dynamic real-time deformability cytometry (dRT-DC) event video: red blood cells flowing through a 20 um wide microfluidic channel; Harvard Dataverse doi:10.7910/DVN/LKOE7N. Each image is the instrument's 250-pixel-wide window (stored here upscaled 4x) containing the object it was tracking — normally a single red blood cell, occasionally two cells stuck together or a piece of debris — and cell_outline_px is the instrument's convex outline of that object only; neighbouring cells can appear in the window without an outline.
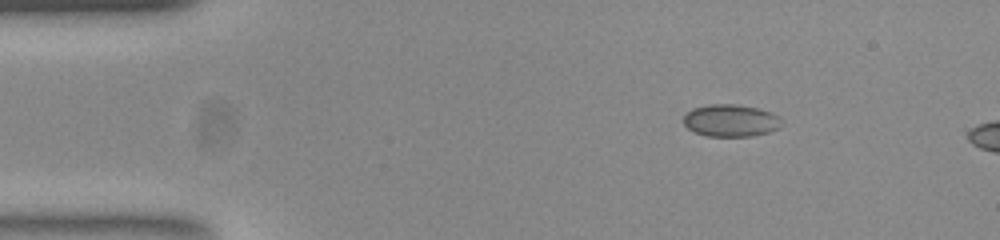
{"species": "common noctule bat (a hibernating species)", "species_latin": "Nyctalus noctula", "temperature_condition": "room temperature", "stored_images_in_passage": 5, "camera_frame_rate_fps": 3000, "um_per_image_px": 0.085, "animal": {"sex": "female", "body_mass_g": 23.0, "forearm_length_mm": 53.4}, "frame": {"image": 1, "passage_image": 1, "time_ms": 0.0, "image_size_px": [1000, 240], "cell_outline_px": [[784, 124], [780, 128], [768, 132], [752, 136], [704, 136], [688, 128], [684, 124], [684, 116], [692, 108], [708, 104], [736, 104], [756, 108], [772, 112], [780, 116]], "centroid_in_image_um": [62.15, 10.24], "position_along_channel_um": 22.8, "area_um2": 18.61}}